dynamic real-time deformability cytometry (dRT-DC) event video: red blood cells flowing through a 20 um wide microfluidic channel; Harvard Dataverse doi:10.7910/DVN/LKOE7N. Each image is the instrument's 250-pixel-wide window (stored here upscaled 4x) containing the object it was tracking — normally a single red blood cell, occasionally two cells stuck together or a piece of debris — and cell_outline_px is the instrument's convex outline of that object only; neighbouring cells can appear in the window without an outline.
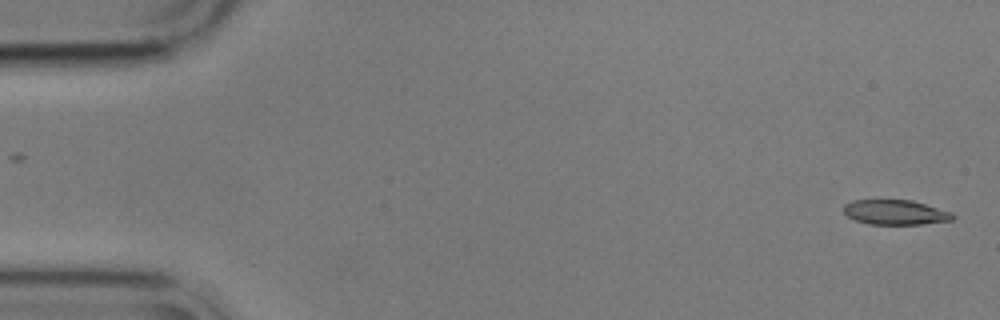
{"species": "common noctule bat (a hibernating species)", "species_latin": "Nyctalus noctula", "temperature_condition": "cold", "stored_images_in_passage": 55, "camera_frame_rate_fps": 3000, "um_per_image_px": 0.085, "animal": {"sex": "male", "body_mass_g": 17.9}, "frame": {"image": 1, "passage_image": 1, "time_ms": 0.0, "image_size_px": [1000, 320], "cell_outline_px": [[956, 216], [952, 220], [920, 224], [868, 224], [856, 220], [848, 216], [844, 212], [844, 204], [852, 200], [912, 200], [952, 212]], "centroid_in_image_um": [76.11, 18.04], "position_along_channel_um": 8.9, "area_um2": 15.72}}
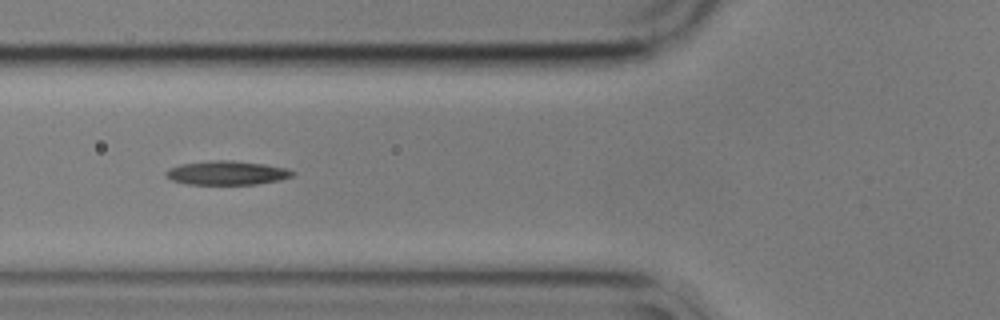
{"frame": {"image": 2, "passage_image": 20, "time_ms": 6.333, "image_size_px": [1000, 320], "cell_outline_px": [[296, 172], [292, 176], [280, 180], [256, 184], [188, 184], [172, 180], [164, 176], [164, 172], [168, 168], [180, 164], [212, 160], [232, 160], [264, 164], [288, 168]], "centroid_in_image_um": [19.27, 14.69], "position_along_channel_um": 106.5, "area_um2": 17.8}}
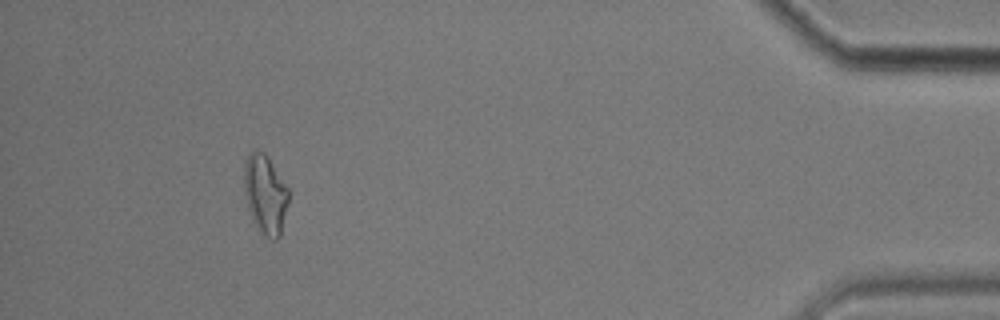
{"frame": {"image": 3, "passage_image": 51, "time_ms": 16.667, "image_size_px": [1000, 320], "cell_outline_px": [[288, 204], [280, 236], [276, 240], [272, 240], [260, 232], [252, 220], [248, 208], [244, 192], [244, 160], [256, 148], [264, 152], [288, 188]], "centroid_in_image_um": [22.53, 16.53], "position_along_channel_um": 412.7, "area_um2": 20.52}}